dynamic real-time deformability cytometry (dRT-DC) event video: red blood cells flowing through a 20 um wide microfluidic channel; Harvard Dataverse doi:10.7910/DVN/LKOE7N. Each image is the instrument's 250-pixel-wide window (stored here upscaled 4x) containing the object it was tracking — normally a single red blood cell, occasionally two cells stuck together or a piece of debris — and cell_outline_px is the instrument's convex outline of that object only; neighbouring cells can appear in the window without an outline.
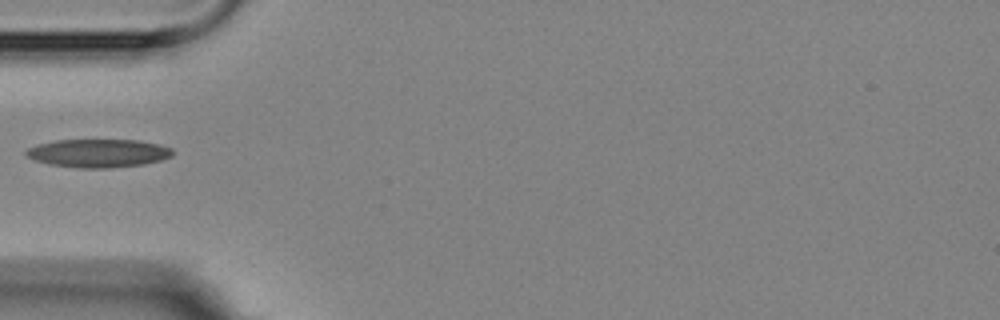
{"species": "Egyptian fruit bat (a non-hibernating species)", "species_latin": "Rousettus aegyptiacus", "temperature_condition": "room temperature", "stored_images_in_passage": 2, "camera_frame_rate_fps": 3000, "um_per_image_px": 0.085, "animal": {"sex": "female"}, "frame": {"image": 1, "passage_image": 1, "time_ms": 0.0, "image_size_px": [1000, 320], "cell_outline_px": [[176, 152], [172, 156], [160, 160], [144, 164], [112, 168], [80, 168], [48, 164], [36, 160], [28, 156], [24, 152], [28, 148], [36, 144], [56, 140], [140, 140], [160, 144], [172, 148]], "centroid_in_image_um": [8.39, 13.01], "position_along_channel_um": 76.6, "area_um2": 24.33}}
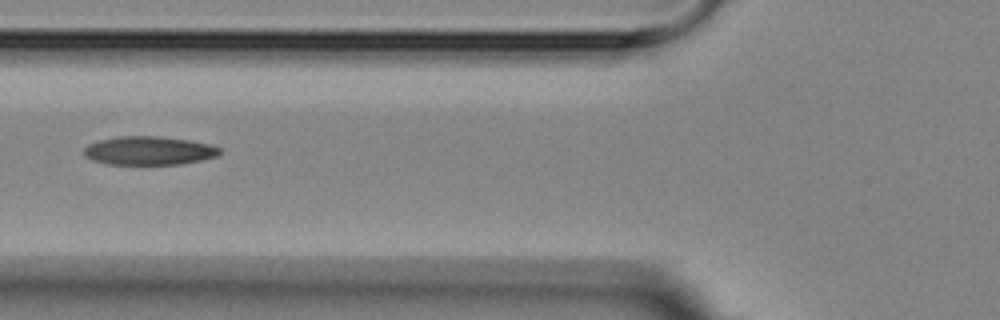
{"frame": {"image": 2, "passage_image": 2, "time_ms": 1.0, "image_size_px": [1000, 320], "cell_outline_px": [[220, 152], [216, 156], [200, 160], [180, 164], [108, 164], [92, 160], [84, 156], [84, 148], [88, 144], [100, 140], [116, 136], [160, 136], [188, 140], [208, 144], [220, 148]], "centroid_in_image_um": [12.61, 12.8], "position_along_channel_um": 113.2, "area_um2": 22.48}}